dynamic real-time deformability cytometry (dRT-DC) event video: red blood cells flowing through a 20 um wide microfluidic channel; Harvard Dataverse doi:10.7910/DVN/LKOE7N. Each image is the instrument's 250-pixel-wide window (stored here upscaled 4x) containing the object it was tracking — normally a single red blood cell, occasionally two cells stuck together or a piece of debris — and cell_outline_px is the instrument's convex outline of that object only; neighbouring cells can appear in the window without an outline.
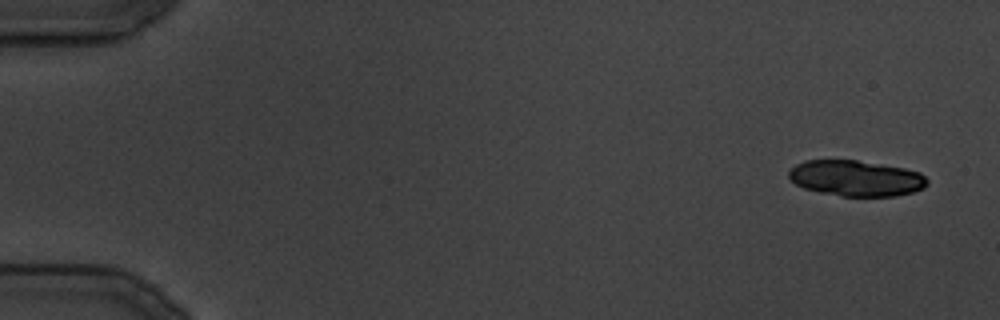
{"species": "common noctule bat (a hibernating species)", "species_latin": "Nyctalus noctula", "temperature_condition": "cold", "stored_images_in_passage": 17, "camera_frame_rate_fps": 3000, "um_per_image_px": 0.085, "animal": {"sex": "male", "body_mass_g": 19.5, "forearm_length_mm": 54.6}, "frame": {"image": 1, "passage_image": 1, "time_ms": 0.0, "image_size_px": [1000, 320], "cell_outline_px": [[928, 184], [924, 188], [912, 192], [896, 196], [840, 196], [820, 192], [804, 188], [796, 184], [788, 176], [788, 172], [796, 164], [804, 160], [856, 160], [904, 168], [920, 172], [928, 180]], "centroid_in_image_um": [72.77, 15.15], "position_along_channel_um": 12.2, "area_um2": 28.84}}
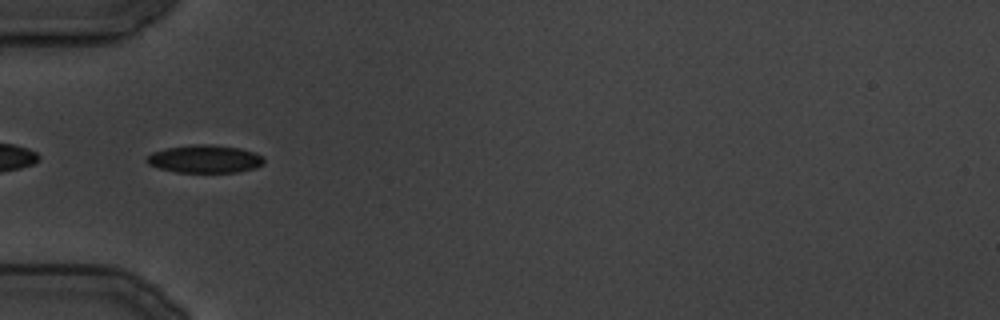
{"frame": {"image": 2, "passage_image": 11, "time_ms": 12.333, "image_size_px": [1000, 320], "cell_outline_px": [[264, 164], [256, 168], [236, 172], [176, 172], [160, 168], [148, 164], [144, 160], [152, 152], [164, 148], [192, 144], [212, 144], [240, 148], [256, 152], [264, 156]], "centroid_in_image_um": [17.43, 13.5], "position_along_channel_um": 67.6, "area_um2": 19.31}}